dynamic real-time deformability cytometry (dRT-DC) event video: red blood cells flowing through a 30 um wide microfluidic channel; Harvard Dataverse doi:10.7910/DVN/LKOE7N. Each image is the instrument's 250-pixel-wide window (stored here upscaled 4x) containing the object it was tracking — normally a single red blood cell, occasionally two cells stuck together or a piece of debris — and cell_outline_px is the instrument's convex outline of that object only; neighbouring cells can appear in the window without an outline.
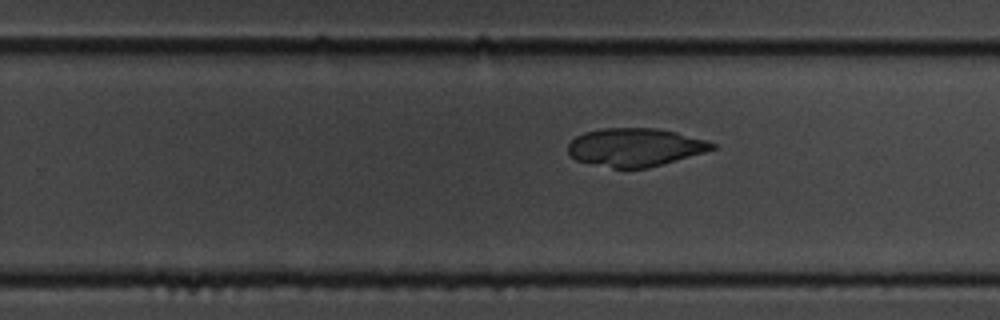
{"species": "common noctule bat (a hibernating species)", "species_latin": "Nyctalus noctula", "temperature_condition": "cold", "stored_images_in_passage": 38, "camera_frame_rate_fps": 3000, "um_per_image_px": 0.085, "animal": {"sex": "male", "body_mass_g": 19.5, "forearm_length_mm": 54.6}, "frame": {"image": 1, "passage_image": 24, "time_ms": 7.667, "image_size_px": [1000, 320], "cell_outline_px": [[716, 148], [704, 152], [648, 168], [612, 168], [576, 160], [568, 152], [568, 144], [576, 136], [584, 132], [604, 128], [656, 128], [676, 132], [704, 140], [716, 144]], "centroid_in_image_um": [53.96, 12.51], "position_along_channel_um": 275.8, "area_um2": 31.79}}
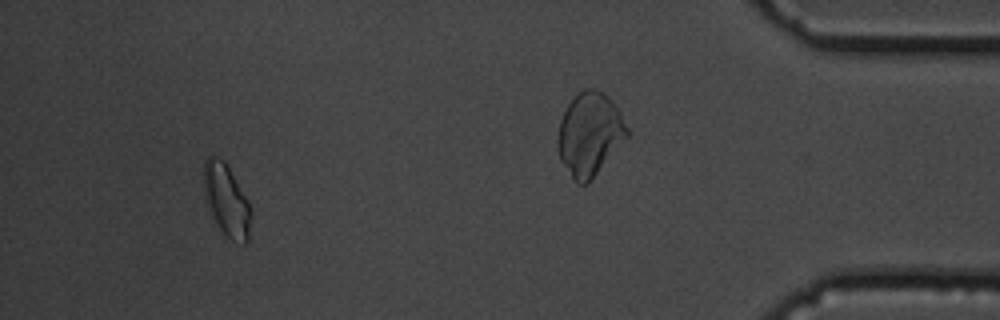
{"frame": {"image": 2, "passage_image": 34, "time_ms": 11.0, "image_size_px": [1000, 320], "cell_outline_px": [[252, 216], [248, 240], [244, 244], [232, 240], [212, 224], [204, 192], [204, 160], [208, 156], [212, 156], [224, 160], [248, 200]], "centroid_in_image_um": [19.24, 17.07], "position_along_channel_um": 416.0, "area_um2": 20.11}}